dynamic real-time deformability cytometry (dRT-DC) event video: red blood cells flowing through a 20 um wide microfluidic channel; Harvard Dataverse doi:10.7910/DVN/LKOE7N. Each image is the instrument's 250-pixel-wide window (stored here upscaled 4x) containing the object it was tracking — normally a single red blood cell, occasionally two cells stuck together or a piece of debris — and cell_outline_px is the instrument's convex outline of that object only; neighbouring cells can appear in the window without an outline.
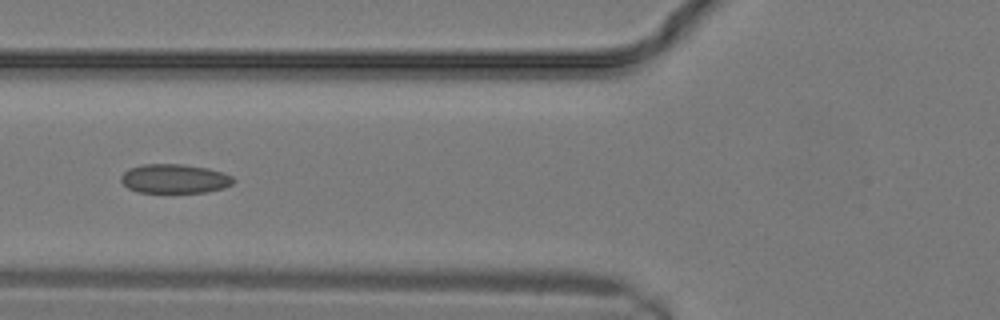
{"species": "common noctule bat (a hibernating species)", "species_latin": "Nyctalus noctula", "temperature_condition": "warm", "stored_images_in_passage": 10, "camera_frame_rate_fps": 3000, "um_per_image_px": 0.085, "animal": {"sex": "male", "body_mass_g": 19.2, "forearm_length_mm": 51.8}, "frame": {"image": 1, "passage_image": 9, "time_ms": 2.667, "image_size_px": [1000, 320], "cell_outline_px": [[236, 180], [232, 184], [224, 188], [208, 192], [136, 192], [128, 188], [120, 180], [120, 176], [128, 168], [144, 164], [180, 164], [208, 168], [224, 172], [232, 176]], "centroid_in_image_um": [14.85, 15.19], "position_along_channel_um": 111.0, "area_um2": 19.25}}